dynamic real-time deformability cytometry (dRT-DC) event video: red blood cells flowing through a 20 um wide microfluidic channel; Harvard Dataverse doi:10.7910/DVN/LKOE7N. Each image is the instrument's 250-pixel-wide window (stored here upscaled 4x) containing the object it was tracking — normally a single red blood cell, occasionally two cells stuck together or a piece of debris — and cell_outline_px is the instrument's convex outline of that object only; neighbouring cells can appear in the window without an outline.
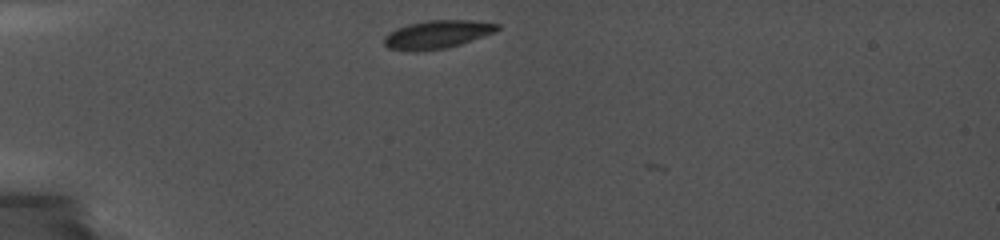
{"species": "common noctule bat (a hibernating species)", "species_latin": "Nyctalus noctula", "temperature_condition": "cold", "stored_images_in_passage": 2, "camera_frame_rate_fps": 5000, "um_per_image_px": 0.085, "animal": {"sex": "female", "body_mass_g": 19.0, "forearm_length_mm": 56.7}, "frame": {"image": 1, "passage_image": 1, "time_ms": 0.0, "image_size_px": [1000, 240], "cell_outline_px": [[500, 28], [496, 32], [460, 44], [444, 48], [416, 52], [412, 52], [388, 48], [384, 44], [384, 36], [408, 24], [428, 20], [468, 20], [500, 24]], "centroid_in_image_um": [37.18, 2.93], "position_along_channel_um": 47.8, "area_um2": 18.44}}